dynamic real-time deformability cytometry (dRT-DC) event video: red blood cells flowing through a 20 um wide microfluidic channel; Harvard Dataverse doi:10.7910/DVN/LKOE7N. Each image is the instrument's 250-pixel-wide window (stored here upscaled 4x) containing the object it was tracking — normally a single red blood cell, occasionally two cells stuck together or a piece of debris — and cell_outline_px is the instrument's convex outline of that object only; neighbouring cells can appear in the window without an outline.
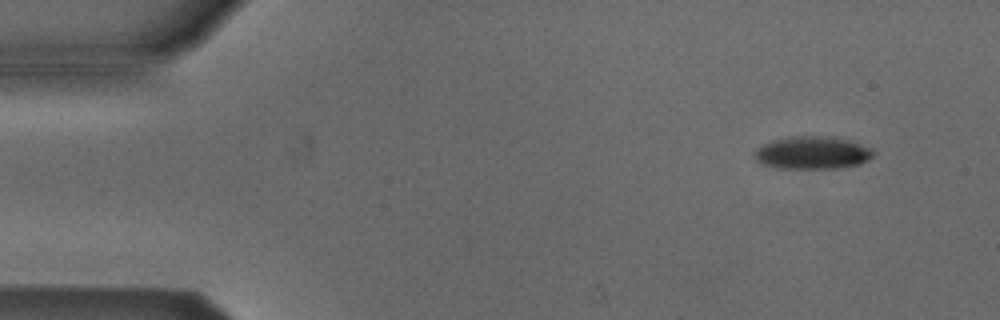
{"species": "Egyptian fruit bat (a non-hibernating species)", "species_latin": "Rousettus aegyptiacus", "temperature_condition": "cold", "stored_images_in_passage": 5, "camera_frame_rate_fps": 3000, "um_per_image_px": 0.085, "animal": {"sex": "male"}, "frame": {"image": 1, "passage_image": 2, "time_ms": 1.0, "image_size_px": [1000, 320], "cell_outline_px": [[876, 152], [868, 160], [860, 164], [840, 168], [776, 168], [764, 164], [756, 160], [756, 152], [764, 144], [772, 140], [796, 136], [836, 136], [872, 148]], "centroid_in_image_um": [69.12, 12.98], "position_along_channel_um": 15.9, "area_um2": 22.54}}
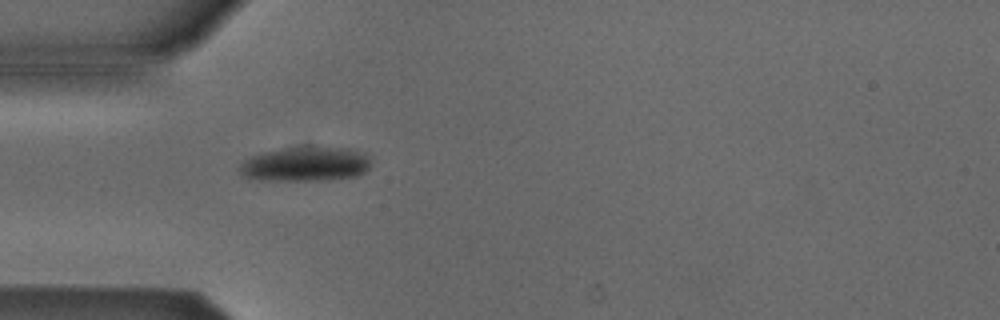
{"frame": {"image": 2, "passage_image": 5, "time_ms": 4.667, "image_size_px": [1000, 320], "cell_outline_px": [[368, 168], [364, 172], [356, 176], [324, 180], [268, 180], [244, 176], [240, 172], [240, 164], [244, 160], [260, 152], [304, 144], [356, 148], [364, 152], [368, 156]], "centroid_in_image_um": [26.0, 13.89], "position_along_channel_um": 59.0, "area_um2": 27.11}}